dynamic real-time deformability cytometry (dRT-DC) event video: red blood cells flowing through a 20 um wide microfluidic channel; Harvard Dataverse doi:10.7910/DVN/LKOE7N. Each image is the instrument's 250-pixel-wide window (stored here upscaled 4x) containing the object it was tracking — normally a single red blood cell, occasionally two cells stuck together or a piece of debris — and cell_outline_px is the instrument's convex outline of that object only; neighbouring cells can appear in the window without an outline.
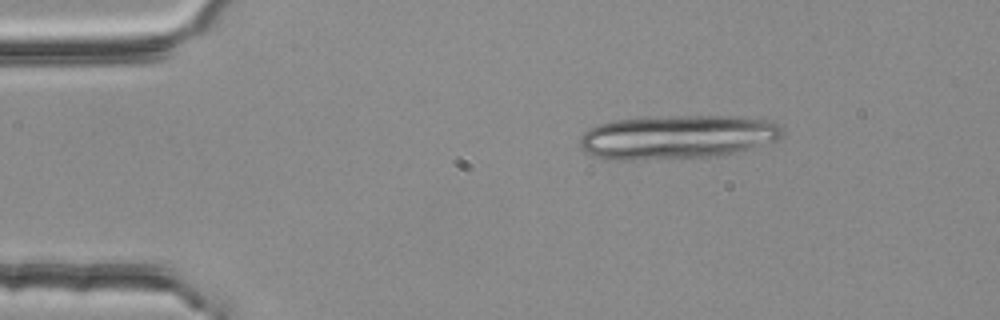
{"species": "common noctule bat (a hibernating species)", "species_latin": "Nyctalus noctula", "temperature_condition": "room temperature", "stored_images_in_passage": 3, "camera_frame_rate_fps": 3000, "um_per_image_px": 0.085, "animal": {"sex": "female", "body_mass_g": 25.1}, "frame": {"image": 1, "passage_image": 1, "time_ms": 0.0, "image_size_px": [1000, 320], "cell_outline_px": [[784, 128], [780, 136], [776, 140], [748, 148], [716, 156], [632, 160], [604, 160], [584, 152], [580, 148], [580, 140], [584, 132], [600, 124], [616, 120], [684, 116], [724, 116], [772, 120], [780, 124]], "centroid_in_image_um": [57.54, 11.66], "position_along_channel_um": 27.5, "area_um2": 51.27}}
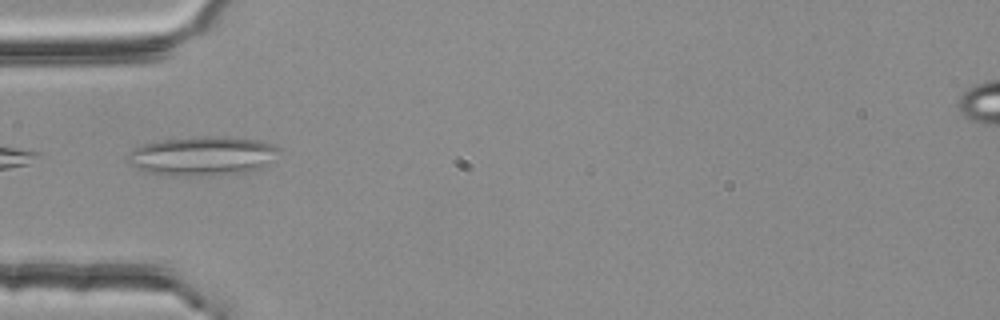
{"frame": {"image": 2, "passage_image": 3, "time_ms": 0.667, "image_size_px": [1000, 320], "cell_outline_px": [[280, 148], [276, 160], [260, 168], [240, 172], [212, 176], [168, 176], [144, 172], [128, 164], [124, 160], [124, 156], [128, 152], [144, 144], [164, 140], [200, 136], [224, 136], [256, 140], [272, 144]], "centroid_in_image_um": [17.16, 13.27], "position_along_channel_um": 67.8, "area_um2": 35.08}}